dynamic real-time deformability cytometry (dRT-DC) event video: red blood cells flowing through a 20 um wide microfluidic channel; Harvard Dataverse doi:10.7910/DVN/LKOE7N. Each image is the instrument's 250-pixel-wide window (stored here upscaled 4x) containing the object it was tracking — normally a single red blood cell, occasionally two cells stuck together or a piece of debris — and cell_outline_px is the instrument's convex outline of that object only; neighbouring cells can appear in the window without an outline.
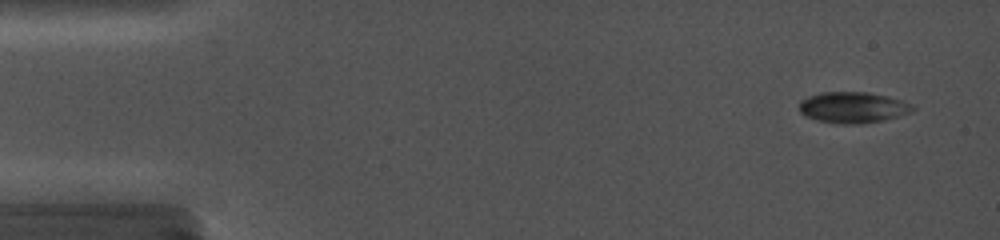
{"species": "common noctule bat (a hibernating species)", "species_latin": "Nyctalus noctula", "temperature_condition": "cold", "stored_images_in_passage": 47, "camera_frame_rate_fps": 5000, "um_per_image_px": 0.085, "animal": {"sex": "female", "body_mass_g": 19.0, "forearm_length_mm": 56.7}, "frame": {"image": 1, "passage_image": 1, "time_ms": 0.0, "image_size_px": [1000, 240], "cell_outline_px": [[916, 108], [912, 112], [900, 116], [884, 120], [860, 124], [840, 124], [816, 120], [804, 116], [800, 112], [800, 100], [808, 96], [820, 92], [868, 92], [888, 96], [912, 104]], "centroid_in_image_um": [72.5, 9.13], "position_along_channel_um": 12.5, "area_um2": 20.75}}
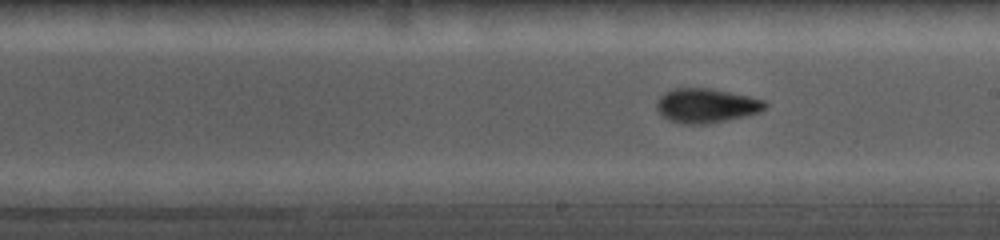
{"frame": {"image": 2, "passage_image": 31, "time_ms": 8.8, "image_size_px": [1000, 240], "cell_outline_px": [[768, 104], [760, 112], [744, 116], [708, 124], [684, 124], [672, 120], [664, 116], [656, 108], [656, 104], [660, 96], [664, 92], [676, 88], [712, 88], [748, 96], [764, 100]], "centroid_in_image_um": [60.04, 8.97], "position_along_channel_um": 229.0, "area_um2": 21.5}}
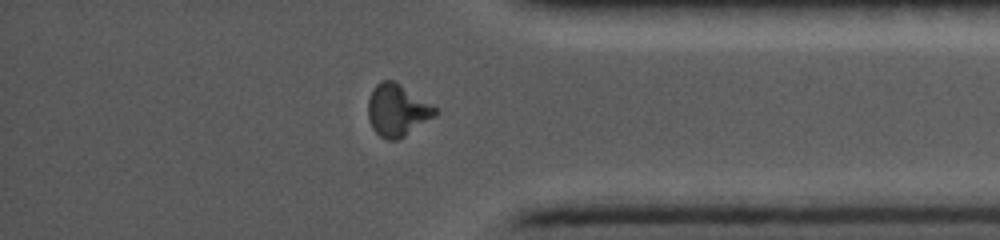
{"frame": {"image": 3, "passage_image": 46, "time_ms": 13.4, "image_size_px": [1000, 240], "cell_outline_px": [[436, 112], [432, 116], [404, 136], [396, 140], [388, 140], [380, 136], [372, 128], [368, 116], [368, 100], [376, 84], [380, 80], [396, 80], [432, 104], [436, 108]], "centroid_in_image_um": [33.73, 9.33], "position_along_channel_um": 401.5, "area_um2": 20.06}}